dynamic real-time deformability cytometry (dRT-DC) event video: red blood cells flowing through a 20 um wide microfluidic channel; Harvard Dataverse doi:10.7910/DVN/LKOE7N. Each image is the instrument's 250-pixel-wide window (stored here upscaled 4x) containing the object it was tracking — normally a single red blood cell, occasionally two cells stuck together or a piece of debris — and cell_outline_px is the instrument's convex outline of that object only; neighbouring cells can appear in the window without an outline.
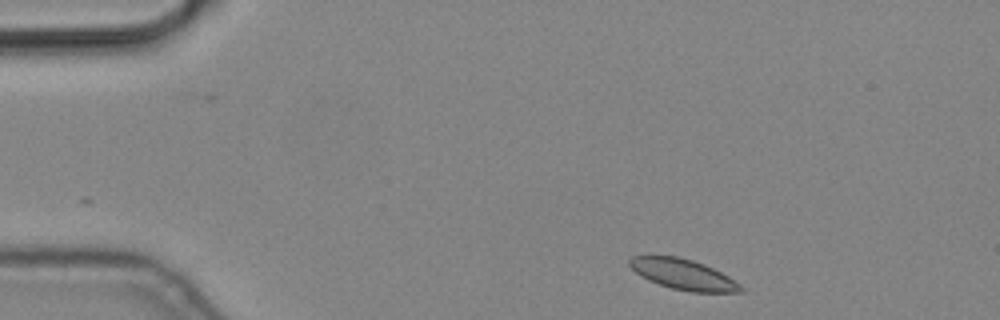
{"species": "common noctule bat (a hibernating species)", "species_latin": "Nyctalus noctula", "temperature_condition": "cold", "stored_images_in_passage": 3, "camera_frame_rate_fps": 3000, "um_per_image_px": 0.085, "animal": {"sex": "male", "body_mass_g": 19.2, "forearm_length_mm": 51.8}, "frame": {"image": 1, "passage_image": 1, "time_ms": 0.0, "image_size_px": [1000, 320], "cell_outline_px": [[744, 292], [692, 292], [672, 288], [648, 280], [640, 276], [628, 264], [628, 260], [632, 256], [676, 256], [692, 260], [704, 264], [728, 276], [740, 284], [744, 288]], "centroid_in_image_um": [58.07, 23.32], "position_along_channel_um": 26.9, "area_um2": 19.59}}